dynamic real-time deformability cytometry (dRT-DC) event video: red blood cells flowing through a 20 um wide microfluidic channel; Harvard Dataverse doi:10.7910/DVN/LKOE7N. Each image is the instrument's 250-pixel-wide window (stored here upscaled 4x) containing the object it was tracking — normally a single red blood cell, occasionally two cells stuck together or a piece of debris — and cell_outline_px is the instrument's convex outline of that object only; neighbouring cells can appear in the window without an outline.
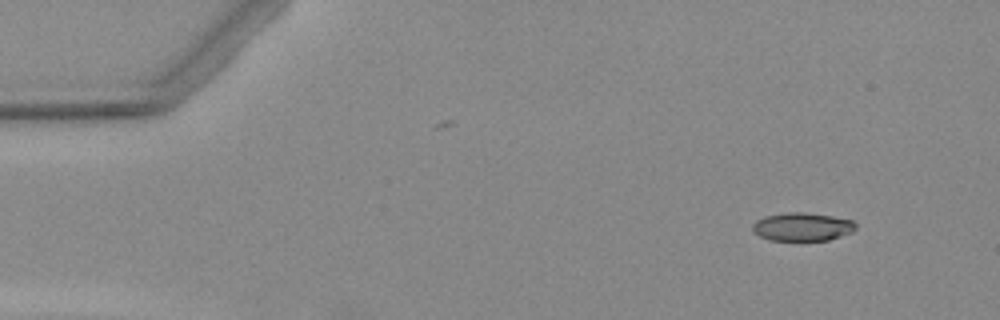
{"species": "Egyptian fruit bat (a non-hibernating species)", "species_latin": "Rousettus aegyptiacus", "temperature_condition": "warm", "stored_images_in_passage": 6, "camera_frame_rate_fps": 3000, "um_per_image_px": 0.085, "animal": {"sex": "female"}, "frame": {"image": 1, "passage_image": 1, "time_ms": 0.0, "image_size_px": [1000, 320], "cell_outline_px": [[856, 228], [852, 232], [828, 240], [772, 240], [760, 236], [752, 232], [752, 224], [756, 220], [764, 216], [788, 212], [808, 212], [832, 216], [852, 220], [856, 224]], "centroid_in_image_um": [68.18, 19.26], "position_along_channel_um": 16.8, "area_um2": 17.05}}
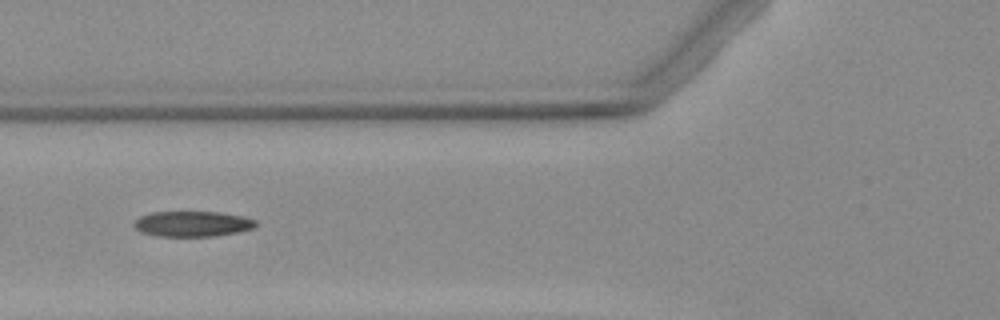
{"frame": {"image": 2, "passage_image": 5, "time_ms": 5.0, "image_size_px": [1000, 320], "cell_outline_px": [[256, 224], [252, 228], [236, 232], [212, 236], [156, 236], [140, 232], [132, 224], [140, 216], [152, 212], [220, 212], [240, 216], [256, 220]], "centroid_in_image_um": [16.3, 19.02], "position_along_channel_um": 109.5, "area_um2": 17.86}}
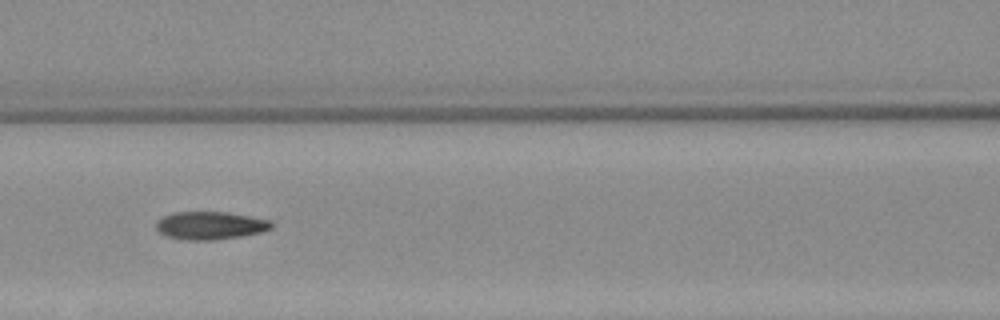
{"frame": {"image": 3, "passage_image": 6, "time_ms": 6.0, "image_size_px": [1000, 320], "cell_outline_px": [[272, 228], [260, 232], [240, 236], [212, 240], [184, 240], [164, 236], [156, 228], [156, 224], [164, 216], [176, 212], [224, 212], [272, 220]], "centroid_in_image_um": [17.86, 19.17], "position_along_channel_um": 148.7, "area_um2": 18.55}}